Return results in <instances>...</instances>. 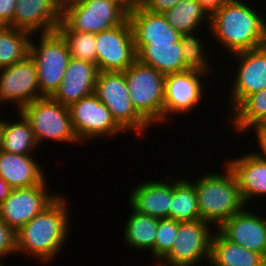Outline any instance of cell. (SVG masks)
I'll return each mask as SVG.
<instances>
[{"label":"cell","instance_id":"obj_18","mask_svg":"<svg viewBox=\"0 0 266 266\" xmlns=\"http://www.w3.org/2000/svg\"><path fill=\"white\" fill-rule=\"evenodd\" d=\"M98 73L96 64L71 58L59 88L51 97L69 107L94 94Z\"/></svg>","mask_w":266,"mask_h":266},{"label":"cell","instance_id":"obj_6","mask_svg":"<svg viewBox=\"0 0 266 266\" xmlns=\"http://www.w3.org/2000/svg\"><path fill=\"white\" fill-rule=\"evenodd\" d=\"M94 94L107 106L123 131L142 135L151 126L132 104L124 71H99Z\"/></svg>","mask_w":266,"mask_h":266},{"label":"cell","instance_id":"obj_20","mask_svg":"<svg viewBox=\"0 0 266 266\" xmlns=\"http://www.w3.org/2000/svg\"><path fill=\"white\" fill-rule=\"evenodd\" d=\"M172 195L173 183L145 181L132 189L129 205L137 212L153 218H169Z\"/></svg>","mask_w":266,"mask_h":266},{"label":"cell","instance_id":"obj_12","mask_svg":"<svg viewBox=\"0 0 266 266\" xmlns=\"http://www.w3.org/2000/svg\"><path fill=\"white\" fill-rule=\"evenodd\" d=\"M46 181L29 188L12 189L0 205V219L17 231L41 213L59 196L47 191Z\"/></svg>","mask_w":266,"mask_h":266},{"label":"cell","instance_id":"obj_43","mask_svg":"<svg viewBox=\"0 0 266 266\" xmlns=\"http://www.w3.org/2000/svg\"><path fill=\"white\" fill-rule=\"evenodd\" d=\"M66 1H73V0H61V3H64Z\"/></svg>","mask_w":266,"mask_h":266},{"label":"cell","instance_id":"obj_10","mask_svg":"<svg viewBox=\"0 0 266 266\" xmlns=\"http://www.w3.org/2000/svg\"><path fill=\"white\" fill-rule=\"evenodd\" d=\"M95 42L99 71H125L137 60L128 18L114 28L96 33Z\"/></svg>","mask_w":266,"mask_h":266},{"label":"cell","instance_id":"obj_42","mask_svg":"<svg viewBox=\"0 0 266 266\" xmlns=\"http://www.w3.org/2000/svg\"><path fill=\"white\" fill-rule=\"evenodd\" d=\"M264 45L266 46V24H265V44Z\"/></svg>","mask_w":266,"mask_h":266},{"label":"cell","instance_id":"obj_4","mask_svg":"<svg viewBox=\"0 0 266 266\" xmlns=\"http://www.w3.org/2000/svg\"><path fill=\"white\" fill-rule=\"evenodd\" d=\"M124 73L137 112L150 125L163 123L165 75L138 59Z\"/></svg>","mask_w":266,"mask_h":266},{"label":"cell","instance_id":"obj_36","mask_svg":"<svg viewBox=\"0 0 266 266\" xmlns=\"http://www.w3.org/2000/svg\"><path fill=\"white\" fill-rule=\"evenodd\" d=\"M17 0H0V26L13 27V14Z\"/></svg>","mask_w":266,"mask_h":266},{"label":"cell","instance_id":"obj_21","mask_svg":"<svg viewBox=\"0 0 266 266\" xmlns=\"http://www.w3.org/2000/svg\"><path fill=\"white\" fill-rule=\"evenodd\" d=\"M32 156L0 150V176L12 189L33 187L46 179L43 168Z\"/></svg>","mask_w":266,"mask_h":266},{"label":"cell","instance_id":"obj_32","mask_svg":"<svg viewBox=\"0 0 266 266\" xmlns=\"http://www.w3.org/2000/svg\"><path fill=\"white\" fill-rule=\"evenodd\" d=\"M195 32L182 34L181 36V51L184 62L189 69H195L206 73H211L209 66V59L205 53L206 49L203 48L202 39L194 35Z\"/></svg>","mask_w":266,"mask_h":266},{"label":"cell","instance_id":"obj_22","mask_svg":"<svg viewBox=\"0 0 266 266\" xmlns=\"http://www.w3.org/2000/svg\"><path fill=\"white\" fill-rule=\"evenodd\" d=\"M225 163L234 173L244 203L253 197L266 195V161L247 153Z\"/></svg>","mask_w":266,"mask_h":266},{"label":"cell","instance_id":"obj_37","mask_svg":"<svg viewBox=\"0 0 266 266\" xmlns=\"http://www.w3.org/2000/svg\"><path fill=\"white\" fill-rule=\"evenodd\" d=\"M251 128L255 129V134L258 138V145L261 150V153L254 151L252 152L259 159L266 161V126L264 124H257L252 126Z\"/></svg>","mask_w":266,"mask_h":266},{"label":"cell","instance_id":"obj_3","mask_svg":"<svg viewBox=\"0 0 266 266\" xmlns=\"http://www.w3.org/2000/svg\"><path fill=\"white\" fill-rule=\"evenodd\" d=\"M224 168L225 174L210 172L193 182L201 220L217 228L246 207L234 173L227 165Z\"/></svg>","mask_w":266,"mask_h":266},{"label":"cell","instance_id":"obj_35","mask_svg":"<svg viewBox=\"0 0 266 266\" xmlns=\"http://www.w3.org/2000/svg\"><path fill=\"white\" fill-rule=\"evenodd\" d=\"M181 0H140V6L153 13H164L175 7Z\"/></svg>","mask_w":266,"mask_h":266},{"label":"cell","instance_id":"obj_24","mask_svg":"<svg viewBox=\"0 0 266 266\" xmlns=\"http://www.w3.org/2000/svg\"><path fill=\"white\" fill-rule=\"evenodd\" d=\"M215 230L211 237L209 266H266L262 254L229 241Z\"/></svg>","mask_w":266,"mask_h":266},{"label":"cell","instance_id":"obj_11","mask_svg":"<svg viewBox=\"0 0 266 266\" xmlns=\"http://www.w3.org/2000/svg\"><path fill=\"white\" fill-rule=\"evenodd\" d=\"M69 111L75 135L80 143L86 142V139L114 136L123 132L107 106L95 94L72 103Z\"/></svg>","mask_w":266,"mask_h":266},{"label":"cell","instance_id":"obj_23","mask_svg":"<svg viewBox=\"0 0 266 266\" xmlns=\"http://www.w3.org/2000/svg\"><path fill=\"white\" fill-rule=\"evenodd\" d=\"M137 59L166 75L179 73L189 68L184 62L181 42L135 44Z\"/></svg>","mask_w":266,"mask_h":266},{"label":"cell","instance_id":"obj_40","mask_svg":"<svg viewBox=\"0 0 266 266\" xmlns=\"http://www.w3.org/2000/svg\"><path fill=\"white\" fill-rule=\"evenodd\" d=\"M122 4L128 11L134 9L140 4V0H117Z\"/></svg>","mask_w":266,"mask_h":266},{"label":"cell","instance_id":"obj_9","mask_svg":"<svg viewBox=\"0 0 266 266\" xmlns=\"http://www.w3.org/2000/svg\"><path fill=\"white\" fill-rule=\"evenodd\" d=\"M210 223L201 219L179 222L178 233L171 251L160 266H198L201 260L210 261Z\"/></svg>","mask_w":266,"mask_h":266},{"label":"cell","instance_id":"obj_1","mask_svg":"<svg viewBox=\"0 0 266 266\" xmlns=\"http://www.w3.org/2000/svg\"><path fill=\"white\" fill-rule=\"evenodd\" d=\"M66 201L60 194L41 213L16 231L18 254L28 253L43 263L59 254L70 231L71 220H68Z\"/></svg>","mask_w":266,"mask_h":266},{"label":"cell","instance_id":"obj_28","mask_svg":"<svg viewBox=\"0 0 266 266\" xmlns=\"http://www.w3.org/2000/svg\"><path fill=\"white\" fill-rule=\"evenodd\" d=\"M169 218L178 222L201 219L194 184L186 178L177 179L173 182Z\"/></svg>","mask_w":266,"mask_h":266},{"label":"cell","instance_id":"obj_14","mask_svg":"<svg viewBox=\"0 0 266 266\" xmlns=\"http://www.w3.org/2000/svg\"><path fill=\"white\" fill-rule=\"evenodd\" d=\"M207 74L203 71L189 69L165 75L163 122L170 118L168 115L189 113L195 106L200 105L202 96H204L202 89L204 86L200 79L203 76L206 77Z\"/></svg>","mask_w":266,"mask_h":266},{"label":"cell","instance_id":"obj_8","mask_svg":"<svg viewBox=\"0 0 266 266\" xmlns=\"http://www.w3.org/2000/svg\"><path fill=\"white\" fill-rule=\"evenodd\" d=\"M20 112L28 119L38 146L46 139L80 144L72 126L69 107L51 96L34 100Z\"/></svg>","mask_w":266,"mask_h":266},{"label":"cell","instance_id":"obj_26","mask_svg":"<svg viewBox=\"0 0 266 266\" xmlns=\"http://www.w3.org/2000/svg\"><path fill=\"white\" fill-rule=\"evenodd\" d=\"M166 20L181 34L192 33L201 27V22L209 24L210 15L197 0H181L172 9L164 12ZM205 21V23H204Z\"/></svg>","mask_w":266,"mask_h":266},{"label":"cell","instance_id":"obj_41","mask_svg":"<svg viewBox=\"0 0 266 266\" xmlns=\"http://www.w3.org/2000/svg\"><path fill=\"white\" fill-rule=\"evenodd\" d=\"M3 127H4V120L0 118V150H1L2 139H3Z\"/></svg>","mask_w":266,"mask_h":266},{"label":"cell","instance_id":"obj_39","mask_svg":"<svg viewBox=\"0 0 266 266\" xmlns=\"http://www.w3.org/2000/svg\"><path fill=\"white\" fill-rule=\"evenodd\" d=\"M12 188L0 176V205L9 196Z\"/></svg>","mask_w":266,"mask_h":266},{"label":"cell","instance_id":"obj_2","mask_svg":"<svg viewBox=\"0 0 266 266\" xmlns=\"http://www.w3.org/2000/svg\"><path fill=\"white\" fill-rule=\"evenodd\" d=\"M241 1L227 0L210 16L209 30L229 54L265 44L266 20L252 5Z\"/></svg>","mask_w":266,"mask_h":266},{"label":"cell","instance_id":"obj_15","mask_svg":"<svg viewBox=\"0 0 266 266\" xmlns=\"http://www.w3.org/2000/svg\"><path fill=\"white\" fill-rule=\"evenodd\" d=\"M237 60V72L231 88L230 113L249 95L266 88V46L231 54ZM232 105V106H231Z\"/></svg>","mask_w":266,"mask_h":266},{"label":"cell","instance_id":"obj_19","mask_svg":"<svg viewBox=\"0 0 266 266\" xmlns=\"http://www.w3.org/2000/svg\"><path fill=\"white\" fill-rule=\"evenodd\" d=\"M134 44L179 42L182 34L176 31L162 13H153L140 5L128 11Z\"/></svg>","mask_w":266,"mask_h":266},{"label":"cell","instance_id":"obj_34","mask_svg":"<svg viewBox=\"0 0 266 266\" xmlns=\"http://www.w3.org/2000/svg\"><path fill=\"white\" fill-rule=\"evenodd\" d=\"M12 253H17L16 231L0 219V260Z\"/></svg>","mask_w":266,"mask_h":266},{"label":"cell","instance_id":"obj_29","mask_svg":"<svg viewBox=\"0 0 266 266\" xmlns=\"http://www.w3.org/2000/svg\"><path fill=\"white\" fill-rule=\"evenodd\" d=\"M31 39L32 34L27 31L0 26V68L25 59L29 55Z\"/></svg>","mask_w":266,"mask_h":266},{"label":"cell","instance_id":"obj_7","mask_svg":"<svg viewBox=\"0 0 266 266\" xmlns=\"http://www.w3.org/2000/svg\"><path fill=\"white\" fill-rule=\"evenodd\" d=\"M38 45L30 41L29 55L37 68L40 93L52 96L59 88L71 59L64 37L56 30L41 33Z\"/></svg>","mask_w":266,"mask_h":266},{"label":"cell","instance_id":"obj_16","mask_svg":"<svg viewBox=\"0 0 266 266\" xmlns=\"http://www.w3.org/2000/svg\"><path fill=\"white\" fill-rule=\"evenodd\" d=\"M61 0H17L13 28L35 34L56 31L61 22ZM35 32V33H34Z\"/></svg>","mask_w":266,"mask_h":266},{"label":"cell","instance_id":"obj_27","mask_svg":"<svg viewBox=\"0 0 266 266\" xmlns=\"http://www.w3.org/2000/svg\"><path fill=\"white\" fill-rule=\"evenodd\" d=\"M21 120L13 123L4 120L1 150L13 154L33 155L37 148L33 131L28 119L22 112H18Z\"/></svg>","mask_w":266,"mask_h":266},{"label":"cell","instance_id":"obj_25","mask_svg":"<svg viewBox=\"0 0 266 266\" xmlns=\"http://www.w3.org/2000/svg\"><path fill=\"white\" fill-rule=\"evenodd\" d=\"M131 212L123 231L124 242L130 248L150 251L154 258V243L159 219L139 213L132 207Z\"/></svg>","mask_w":266,"mask_h":266},{"label":"cell","instance_id":"obj_31","mask_svg":"<svg viewBox=\"0 0 266 266\" xmlns=\"http://www.w3.org/2000/svg\"><path fill=\"white\" fill-rule=\"evenodd\" d=\"M57 31L64 37L71 58L97 65L94 33L72 31L62 20Z\"/></svg>","mask_w":266,"mask_h":266},{"label":"cell","instance_id":"obj_33","mask_svg":"<svg viewBox=\"0 0 266 266\" xmlns=\"http://www.w3.org/2000/svg\"><path fill=\"white\" fill-rule=\"evenodd\" d=\"M179 222L170 218L158 220L157 233L154 243V257L161 261L172 249L178 233Z\"/></svg>","mask_w":266,"mask_h":266},{"label":"cell","instance_id":"obj_13","mask_svg":"<svg viewBox=\"0 0 266 266\" xmlns=\"http://www.w3.org/2000/svg\"><path fill=\"white\" fill-rule=\"evenodd\" d=\"M42 97L44 96L38 86L36 64L30 55L11 66L0 68V103L8 104L10 101L17 104L16 108L20 111Z\"/></svg>","mask_w":266,"mask_h":266},{"label":"cell","instance_id":"obj_30","mask_svg":"<svg viewBox=\"0 0 266 266\" xmlns=\"http://www.w3.org/2000/svg\"><path fill=\"white\" fill-rule=\"evenodd\" d=\"M233 111L231 119L236 132L243 133L254 125L264 124L266 122V88L247 96Z\"/></svg>","mask_w":266,"mask_h":266},{"label":"cell","instance_id":"obj_17","mask_svg":"<svg viewBox=\"0 0 266 266\" xmlns=\"http://www.w3.org/2000/svg\"><path fill=\"white\" fill-rule=\"evenodd\" d=\"M217 230L229 241L266 258V219L242 210L224 221Z\"/></svg>","mask_w":266,"mask_h":266},{"label":"cell","instance_id":"obj_38","mask_svg":"<svg viewBox=\"0 0 266 266\" xmlns=\"http://www.w3.org/2000/svg\"><path fill=\"white\" fill-rule=\"evenodd\" d=\"M200 5L207 11L211 16L217 11L227 0H197Z\"/></svg>","mask_w":266,"mask_h":266},{"label":"cell","instance_id":"obj_5","mask_svg":"<svg viewBox=\"0 0 266 266\" xmlns=\"http://www.w3.org/2000/svg\"><path fill=\"white\" fill-rule=\"evenodd\" d=\"M128 10L117 0H73L62 3L61 20L75 32L99 33L122 24Z\"/></svg>","mask_w":266,"mask_h":266}]
</instances>
